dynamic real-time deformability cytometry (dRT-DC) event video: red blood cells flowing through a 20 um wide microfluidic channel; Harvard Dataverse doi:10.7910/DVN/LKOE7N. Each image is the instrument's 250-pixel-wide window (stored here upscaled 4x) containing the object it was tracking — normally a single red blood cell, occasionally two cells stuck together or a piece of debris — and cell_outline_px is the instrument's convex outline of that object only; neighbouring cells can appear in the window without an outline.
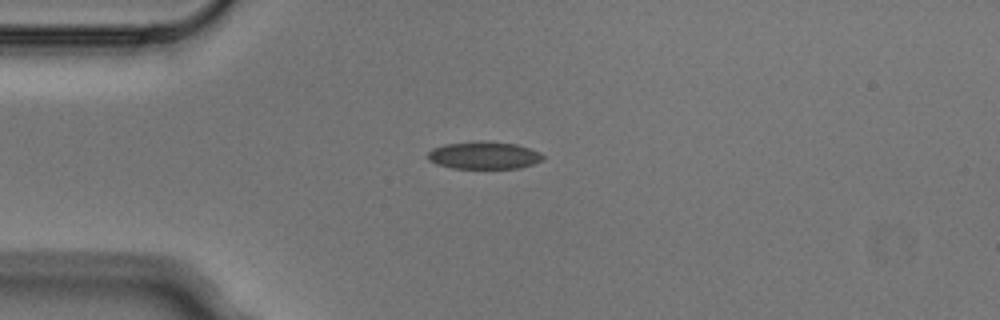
{"species": "Egyptian fruit bat (a non-hibernating species)", "species_latin": "Rousettus aegyptiacus", "temperature_condition": "cold", "stored_images_in_passage": 3, "camera_frame_rate_fps": 3000, "um_per_image_px": 0.085, "animal": {"sex": "male"}, "frame": {"image": 1, "passage_image": 1, "time_ms": 0.0, "image_size_px": [1000, 320], "cell_outline_px": [[544, 160], [520, 168], [452, 168], [436, 164], [428, 160], [428, 152], [432, 148], [444, 144], [516, 144], [540, 152], [544, 156]], "centroid_in_image_um": [41.14, 13.26], "position_along_channel_um": 43.9, "area_um2": 17.51}}
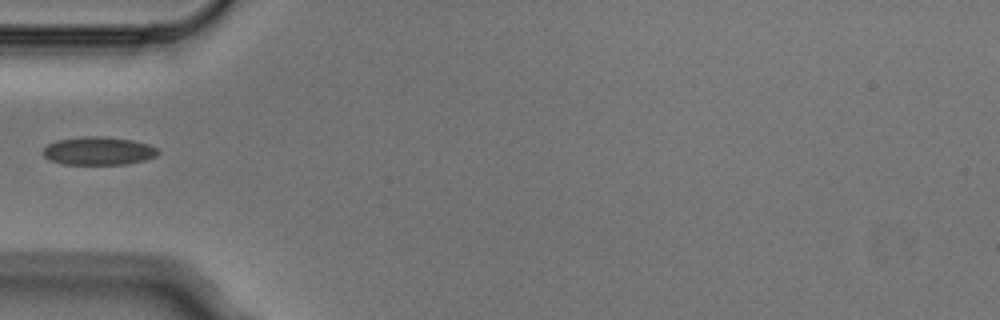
{"frame": {"image": 2, "passage_image": 2, "time_ms": 0.333, "image_size_px": [1000, 320], "cell_outline_px": [[160, 152], [156, 156], [144, 160], [124, 164], [64, 164], [48, 160], [40, 152], [48, 144], [56, 140], [88, 136], [100, 136], [132, 140], [148, 144], [156, 148]], "centroid_in_image_um": [8.33, 12.83], "position_along_channel_um": 76.7, "area_um2": 18.84}}
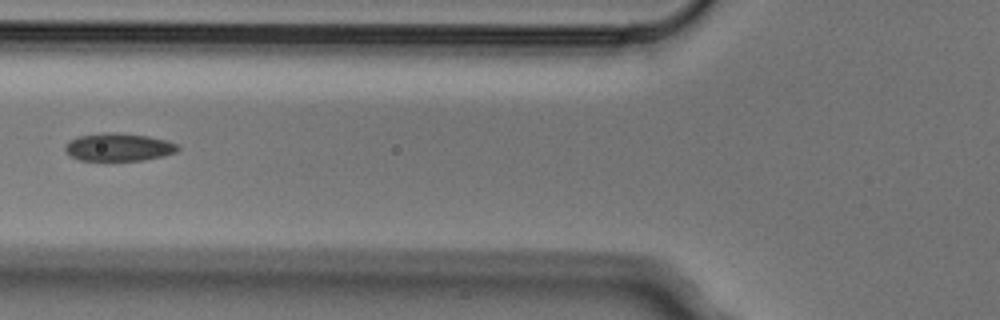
{"frame": {"image": 3, "passage_image": 3, "time_ms": 0.667, "image_size_px": [1000, 320], "cell_outline_px": [[180, 148], [176, 152], [144, 160], [80, 160], [72, 156], [64, 148], [64, 144], [68, 140], [80, 136], [104, 132], [116, 132], [148, 136], [164, 140], [176, 144]], "centroid_in_image_um": [10.05, 12.49], "position_along_channel_um": 115.8, "area_um2": 18.09}}